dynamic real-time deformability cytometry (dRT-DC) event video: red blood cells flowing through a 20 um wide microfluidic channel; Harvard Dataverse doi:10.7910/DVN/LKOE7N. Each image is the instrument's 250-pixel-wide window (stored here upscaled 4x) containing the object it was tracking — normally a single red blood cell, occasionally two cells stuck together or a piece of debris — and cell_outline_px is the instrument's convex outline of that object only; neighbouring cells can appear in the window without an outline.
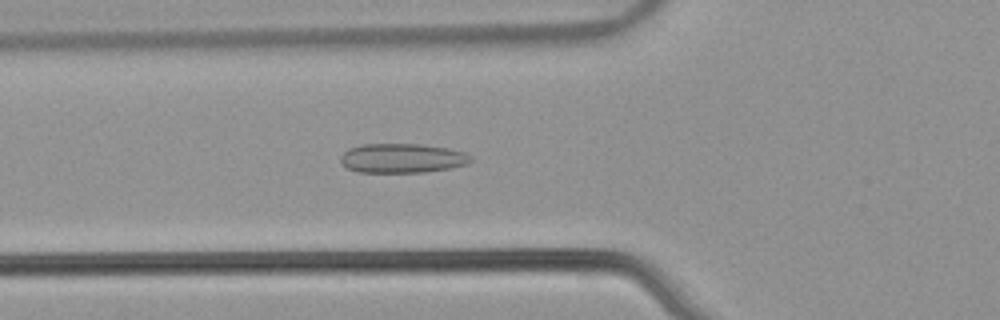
{"species": "common noctule bat (a hibernating species)", "species_latin": "Nyctalus noctula", "temperature_condition": "warm", "stored_images_in_passage": 52, "camera_frame_rate_fps": 3000, "um_per_image_px": 0.085, "animal": {"sex": "male", "body_mass_g": 21.5, "forearm_length_mm": 52.0}, "frame": {"image": 1, "passage_image": 19, "time_ms": 6.0, "image_size_px": [1000, 320], "cell_outline_px": [[472, 160], [468, 164], [452, 168], [424, 172], [356, 172], [340, 164], [340, 156], [348, 148], [360, 144], [420, 144], [448, 148], [464, 152], [472, 156]], "centroid_in_image_um": [34.17, 13.45], "position_along_channel_um": 91.6, "area_um2": 22.54}}
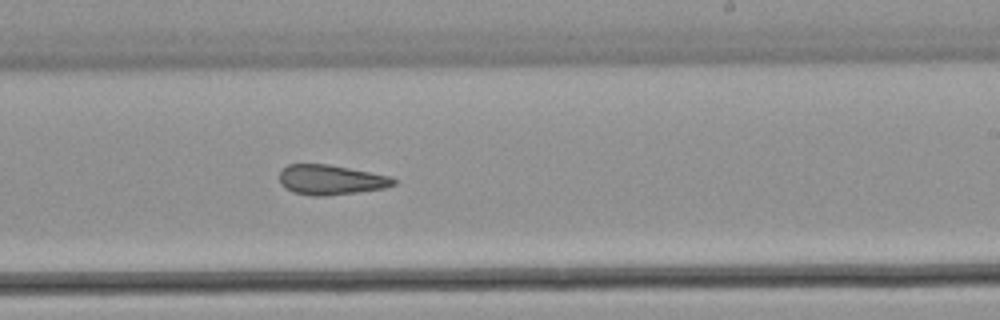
{"frame": {"image": 2, "passage_image": 32, "time_ms": 10.333, "image_size_px": [1000, 320], "cell_outline_px": [[396, 184], [384, 188], [356, 192], [324, 196], [312, 196], [292, 192], [284, 188], [280, 184], [280, 172], [288, 164], [328, 164], [388, 176], [396, 180]], "centroid_in_image_um": [28.07, 15.29], "position_along_channel_um": 260.9, "area_um2": 19.71}}
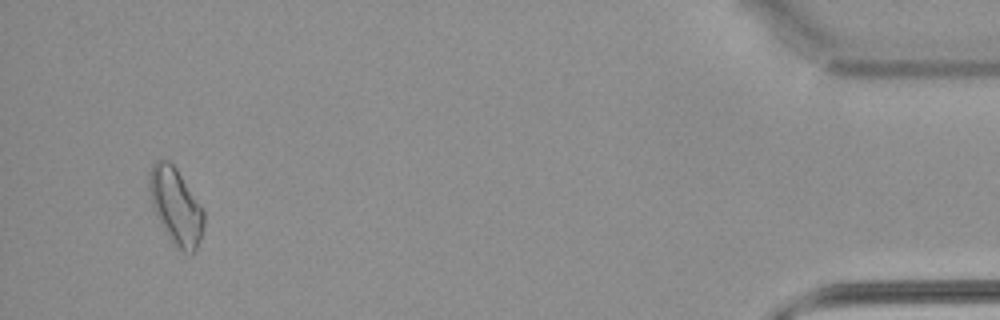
{"frame": {"image": 3, "passage_image": 50, "time_ms": 16.333, "image_size_px": [1000, 320], "cell_outline_px": [[204, 224], [200, 240], [196, 248], [192, 252], [184, 252], [176, 248], [160, 224], [152, 204], [148, 188], [148, 172], [152, 164], [156, 160], [168, 160], [176, 168], [204, 212]], "centroid_in_image_um": [14.91, 17.52], "position_along_channel_um": 420.3, "area_um2": 23.99}, "authors_computed_cell_mechanics": {"area_um2": 21.4727, "velocity_mm_per_s": 3.9056, "shape_relaxation_time_tau1_ms": null, "shape_relaxation_time_tau2_ms": 3.2731, "deformation_change_tau1": null, "deformation_change_tau2": 0.1169}}